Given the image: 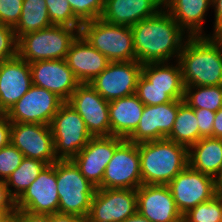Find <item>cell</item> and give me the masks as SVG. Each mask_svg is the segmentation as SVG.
I'll list each match as a JSON object with an SVG mask.
<instances>
[{"instance_id":"6da1fadb","label":"cell","mask_w":222,"mask_h":222,"mask_svg":"<svg viewBox=\"0 0 222 222\" xmlns=\"http://www.w3.org/2000/svg\"><path fill=\"white\" fill-rule=\"evenodd\" d=\"M131 30L136 60L141 64L169 62L174 57L177 61L184 40L190 37L184 35L185 31L164 8L153 17L134 24Z\"/></svg>"},{"instance_id":"7a4b0ae2","label":"cell","mask_w":222,"mask_h":222,"mask_svg":"<svg viewBox=\"0 0 222 222\" xmlns=\"http://www.w3.org/2000/svg\"><path fill=\"white\" fill-rule=\"evenodd\" d=\"M178 61L184 86L222 85L221 37H188Z\"/></svg>"},{"instance_id":"3957f363","label":"cell","mask_w":222,"mask_h":222,"mask_svg":"<svg viewBox=\"0 0 222 222\" xmlns=\"http://www.w3.org/2000/svg\"><path fill=\"white\" fill-rule=\"evenodd\" d=\"M142 184L167 185L189 165L188 148L167 138L138 144Z\"/></svg>"},{"instance_id":"277c9868","label":"cell","mask_w":222,"mask_h":222,"mask_svg":"<svg viewBox=\"0 0 222 222\" xmlns=\"http://www.w3.org/2000/svg\"><path fill=\"white\" fill-rule=\"evenodd\" d=\"M81 28L51 25L18 38L17 55L27 63L66 59Z\"/></svg>"},{"instance_id":"5b68a950","label":"cell","mask_w":222,"mask_h":222,"mask_svg":"<svg viewBox=\"0 0 222 222\" xmlns=\"http://www.w3.org/2000/svg\"><path fill=\"white\" fill-rule=\"evenodd\" d=\"M80 34L110 62L136 60L130 26L111 24L98 18L83 22Z\"/></svg>"},{"instance_id":"8992f818","label":"cell","mask_w":222,"mask_h":222,"mask_svg":"<svg viewBox=\"0 0 222 222\" xmlns=\"http://www.w3.org/2000/svg\"><path fill=\"white\" fill-rule=\"evenodd\" d=\"M56 179L59 213L87 218L97 187L81 174L71 159L56 161Z\"/></svg>"},{"instance_id":"52a82bcc","label":"cell","mask_w":222,"mask_h":222,"mask_svg":"<svg viewBox=\"0 0 222 222\" xmlns=\"http://www.w3.org/2000/svg\"><path fill=\"white\" fill-rule=\"evenodd\" d=\"M50 127L58 160L72 159L93 137L82 117L67 101L54 115Z\"/></svg>"},{"instance_id":"ba28073f","label":"cell","mask_w":222,"mask_h":222,"mask_svg":"<svg viewBox=\"0 0 222 222\" xmlns=\"http://www.w3.org/2000/svg\"><path fill=\"white\" fill-rule=\"evenodd\" d=\"M182 216L219 193L217 180L189 165L167 184Z\"/></svg>"},{"instance_id":"9c48e42d","label":"cell","mask_w":222,"mask_h":222,"mask_svg":"<svg viewBox=\"0 0 222 222\" xmlns=\"http://www.w3.org/2000/svg\"><path fill=\"white\" fill-rule=\"evenodd\" d=\"M142 185L138 144L124 139L105 168L101 189H138Z\"/></svg>"},{"instance_id":"30bf717a","label":"cell","mask_w":222,"mask_h":222,"mask_svg":"<svg viewBox=\"0 0 222 222\" xmlns=\"http://www.w3.org/2000/svg\"><path fill=\"white\" fill-rule=\"evenodd\" d=\"M65 101L57 94L32 85L5 115L11 123L51 124Z\"/></svg>"},{"instance_id":"8fae6325","label":"cell","mask_w":222,"mask_h":222,"mask_svg":"<svg viewBox=\"0 0 222 222\" xmlns=\"http://www.w3.org/2000/svg\"><path fill=\"white\" fill-rule=\"evenodd\" d=\"M142 66L137 60L109 62L89 84L107 101L135 94Z\"/></svg>"},{"instance_id":"7c38bea8","label":"cell","mask_w":222,"mask_h":222,"mask_svg":"<svg viewBox=\"0 0 222 222\" xmlns=\"http://www.w3.org/2000/svg\"><path fill=\"white\" fill-rule=\"evenodd\" d=\"M136 212V189L97 188L91 201L87 221L123 222Z\"/></svg>"},{"instance_id":"4fadbf2b","label":"cell","mask_w":222,"mask_h":222,"mask_svg":"<svg viewBox=\"0 0 222 222\" xmlns=\"http://www.w3.org/2000/svg\"><path fill=\"white\" fill-rule=\"evenodd\" d=\"M10 143L25 158L36 159L48 165L58 160L55 156L53 135L49 125L12 123Z\"/></svg>"},{"instance_id":"5bb4252c","label":"cell","mask_w":222,"mask_h":222,"mask_svg":"<svg viewBox=\"0 0 222 222\" xmlns=\"http://www.w3.org/2000/svg\"><path fill=\"white\" fill-rule=\"evenodd\" d=\"M67 102L82 117L93 137L110 136L109 101L90 84L81 83Z\"/></svg>"},{"instance_id":"9a60e30c","label":"cell","mask_w":222,"mask_h":222,"mask_svg":"<svg viewBox=\"0 0 222 222\" xmlns=\"http://www.w3.org/2000/svg\"><path fill=\"white\" fill-rule=\"evenodd\" d=\"M16 210L34 214H54L59 212L56 162L47 165L37 179L15 201Z\"/></svg>"},{"instance_id":"2e32d148","label":"cell","mask_w":222,"mask_h":222,"mask_svg":"<svg viewBox=\"0 0 222 222\" xmlns=\"http://www.w3.org/2000/svg\"><path fill=\"white\" fill-rule=\"evenodd\" d=\"M124 140L117 136L92 137L86 146L71 160L81 174L95 187L102 184L107 164L112 159L116 147Z\"/></svg>"},{"instance_id":"e0dca14e","label":"cell","mask_w":222,"mask_h":222,"mask_svg":"<svg viewBox=\"0 0 222 222\" xmlns=\"http://www.w3.org/2000/svg\"><path fill=\"white\" fill-rule=\"evenodd\" d=\"M32 85L44 88L68 101L81 84L68 67L65 59L42 60L29 63Z\"/></svg>"},{"instance_id":"ac0fdd59","label":"cell","mask_w":222,"mask_h":222,"mask_svg":"<svg viewBox=\"0 0 222 222\" xmlns=\"http://www.w3.org/2000/svg\"><path fill=\"white\" fill-rule=\"evenodd\" d=\"M178 108L179 100L155 106L145 105L137 128L127 140L139 144L165 139L171 133Z\"/></svg>"},{"instance_id":"d6986e66","label":"cell","mask_w":222,"mask_h":222,"mask_svg":"<svg viewBox=\"0 0 222 222\" xmlns=\"http://www.w3.org/2000/svg\"><path fill=\"white\" fill-rule=\"evenodd\" d=\"M136 192L137 212L150 222L183 221L167 185L142 184Z\"/></svg>"},{"instance_id":"ffe728a7","label":"cell","mask_w":222,"mask_h":222,"mask_svg":"<svg viewBox=\"0 0 222 222\" xmlns=\"http://www.w3.org/2000/svg\"><path fill=\"white\" fill-rule=\"evenodd\" d=\"M32 86L29 63L18 55L0 63V108L6 113Z\"/></svg>"},{"instance_id":"44dd1931","label":"cell","mask_w":222,"mask_h":222,"mask_svg":"<svg viewBox=\"0 0 222 222\" xmlns=\"http://www.w3.org/2000/svg\"><path fill=\"white\" fill-rule=\"evenodd\" d=\"M66 62L80 83H90L110 62L79 34L71 44Z\"/></svg>"},{"instance_id":"7402d4cb","label":"cell","mask_w":222,"mask_h":222,"mask_svg":"<svg viewBox=\"0 0 222 222\" xmlns=\"http://www.w3.org/2000/svg\"><path fill=\"white\" fill-rule=\"evenodd\" d=\"M164 5V0H104V21L132 27L137 22L153 17Z\"/></svg>"},{"instance_id":"603a6c76","label":"cell","mask_w":222,"mask_h":222,"mask_svg":"<svg viewBox=\"0 0 222 222\" xmlns=\"http://www.w3.org/2000/svg\"><path fill=\"white\" fill-rule=\"evenodd\" d=\"M212 0H164L163 8L190 37L203 34V23Z\"/></svg>"},{"instance_id":"cb8c5ba5","label":"cell","mask_w":222,"mask_h":222,"mask_svg":"<svg viewBox=\"0 0 222 222\" xmlns=\"http://www.w3.org/2000/svg\"><path fill=\"white\" fill-rule=\"evenodd\" d=\"M144 107L136 94L109 101L110 136L127 139L137 128Z\"/></svg>"},{"instance_id":"d4e9b609","label":"cell","mask_w":222,"mask_h":222,"mask_svg":"<svg viewBox=\"0 0 222 222\" xmlns=\"http://www.w3.org/2000/svg\"><path fill=\"white\" fill-rule=\"evenodd\" d=\"M188 158L192 169L217 180L222 172V139L201 138L188 149Z\"/></svg>"},{"instance_id":"484cf974","label":"cell","mask_w":222,"mask_h":222,"mask_svg":"<svg viewBox=\"0 0 222 222\" xmlns=\"http://www.w3.org/2000/svg\"><path fill=\"white\" fill-rule=\"evenodd\" d=\"M176 65V66H175ZM170 62H151L142 66V74L159 88H169V96L173 100L184 99L185 86L182 78V70L177 60V64Z\"/></svg>"},{"instance_id":"4316f807","label":"cell","mask_w":222,"mask_h":222,"mask_svg":"<svg viewBox=\"0 0 222 222\" xmlns=\"http://www.w3.org/2000/svg\"><path fill=\"white\" fill-rule=\"evenodd\" d=\"M194 109L183 99H179V108L171 133L166 137L188 149L199 141L198 122Z\"/></svg>"},{"instance_id":"83f0119b","label":"cell","mask_w":222,"mask_h":222,"mask_svg":"<svg viewBox=\"0 0 222 222\" xmlns=\"http://www.w3.org/2000/svg\"><path fill=\"white\" fill-rule=\"evenodd\" d=\"M51 25L46 0H23L20 19L13 29L18 39L24 34L36 32Z\"/></svg>"},{"instance_id":"f1b7e54d","label":"cell","mask_w":222,"mask_h":222,"mask_svg":"<svg viewBox=\"0 0 222 222\" xmlns=\"http://www.w3.org/2000/svg\"><path fill=\"white\" fill-rule=\"evenodd\" d=\"M47 165L45 162L24 157L20 166L6 180L11 197L16 201ZM10 187H14V191Z\"/></svg>"},{"instance_id":"f546056e","label":"cell","mask_w":222,"mask_h":222,"mask_svg":"<svg viewBox=\"0 0 222 222\" xmlns=\"http://www.w3.org/2000/svg\"><path fill=\"white\" fill-rule=\"evenodd\" d=\"M183 100L193 109L217 112L222 107V85L185 86Z\"/></svg>"},{"instance_id":"4dcf8cb0","label":"cell","mask_w":222,"mask_h":222,"mask_svg":"<svg viewBox=\"0 0 222 222\" xmlns=\"http://www.w3.org/2000/svg\"><path fill=\"white\" fill-rule=\"evenodd\" d=\"M183 222H222V194L198 204L183 215Z\"/></svg>"},{"instance_id":"1f68e13d","label":"cell","mask_w":222,"mask_h":222,"mask_svg":"<svg viewBox=\"0 0 222 222\" xmlns=\"http://www.w3.org/2000/svg\"><path fill=\"white\" fill-rule=\"evenodd\" d=\"M52 25L81 28L82 22L74 15L67 0H46Z\"/></svg>"},{"instance_id":"d6a6232c","label":"cell","mask_w":222,"mask_h":222,"mask_svg":"<svg viewBox=\"0 0 222 222\" xmlns=\"http://www.w3.org/2000/svg\"><path fill=\"white\" fill-rule=\"evenodd\" d=\"M135 94L144 105L155 106L173 101L169 96V88L153 86L142 73L138 78Z\"/></svg>"},{"instance_id":"836d02e7","label":"cell","mask_w":222,"mask_h":222,"mask_svg":"<svg viewBox=\"0 0 222 222\" xmlns=\"http://www.w3.org/2000/svg\"><path fill=\"white\" fill-rule=\"evenodd\" d=\"M74 15L83 23L101 18L104 0H67Z\"/></svg>"},{"instance_id":"e575fe53","label":"cell","mask_w":222,"mask_h":222,"mask_svg":"<svg viewBox=\"0 0 222 222\" xmlns=\"http://www.w3.org/2000/svg\"><path fill=\"white\" fill-rule=\"evenodd\" d=\"M24 155L11 143L0 149V179L7 180L20 166Z\"/></svg>"},{"instance_id":"d590c367","label":"cell","mask_w":222,"mask_h":222,"mask_svg":"<svg viewBox=\"0 0 222 222\" xmlns=\"http://www.w3.org/2000/svg\"><path fill=\"white\" fill-rule=\"evenodd\" d=\"M17 43L14 29L0 24V63L17 56Z\"/></svg>"},{"instance_id":"8d00e7d4","label":"cell","mask_w":222,"mask_h":222,"mask_svg":"<svg viewBox=\"0 0 222 222\" xmlns=\"http://www.w3.org/2000/svg\"><path fill=\"white\" fill-rule=\"evenodd\" d=\"M23 0H0V24L14 28L21 16Z\"/></svg>"},{"instance_id":"74e56055","label":"cell","mask_w":222,"mask_h":222,"mask_svg":"<svg viewBox=\"0 0 222 222\" xmlns=\"http://www.w3.org/2000/svg\"><path fill=\"white\" fill-rule=\"evenodd\" d=\"M198 122L199 140L204 137H213V125L216 112L208 109H194Z\"/></svg>"},{"instance_id":"f35d334b","label":"cell","mask_w":222,"mask_h":222,"mask_svg":"<svg viewBox=\"0 0 222 222\" xmlns=\"http://www.w3.org/2000/svg\"><path fill=\"white\" fill-rule=\"evenodd\" d=\"M0 211L12 217L16 211L15 200L11 197L6 181L0 179Z\"/></svg>"},{"instance_id":"ab89813d","label":"cell","mask_w":222,"mask_h":222,"mask_svg":"<svg viewBox=\"0 0 222 222\" xmlns=\"http://www.w3.org/2000/svg\"><path fill=\"white\" fill-rule=\"evenodd\" d=\"M12 217L15 222H50V214H34L24 210H16Z\"/></svg>"},{"instance_id":"60d3db41","label":"cell","mask_w":222,"mask_h":222,"mask_svg":"<svg viewBox=\"0 0 222 222\" xmlns=\"http://www.w3.org/2000/svg\"><path fill=\"white\" fill-rule=\"evenodd\" d=\"M215 12L214 30L211 37L222 38V0H212V6Z\"/></svg>"},{"instance_id":"b9f144b4","label":"cell","mask_w":222,"mask_h":222,"mask_svg":"<svg viewBox=\"0 0 222 222\" xmlns=\"http://www.w3.org/2000/svg\"><path fill=\"white\" fill-rule=\"evenodd\" d=\"M11 125L6 115L0 118V149L10 144Z\"/></svg>"},{"instance_id":"7bdbcfd3","label":"cell","mask_w":222,"mask_h":222,"mask_svg":"<svg viewBox=\"0 0 222 222\" xmlns=\"http://www.w3.org/2000/svg\"><path fill=\"white\" fill-rule=\"evenodd\" d=\"M50 222H88L87 218H83L73 214L54 213L50 214Z\"/></svg>"},{"instance_id":"ee69618b","label":"cell","mask_w":222,"mask_h":222,"mask_svg":"<svg viewBox=\"0 0 222 222\" xmlns=\"http://www.w3.org/2000/svg\"><path fill=\"white\" fill-rule=\"evenodd\" d=\"M213 137L222 139V107L215 114Z\"/></svg>"},{"instance_id":"f6af8a7d","label":"cell","mask_w":222,"mask_h":222,"mask_svg":"<svg viewBox=\"0 0 222 222\" xmlns=\"http://www.w3.org/2000/svg\"><path fill=\"white\" fill-rule=\"evenodd\" d=\"M123 222H150L147 218L143 217L140 213L136 212Z\"/></svg>"},{"instance_id":"bcb514c9","label":"cell","mask_w":222,"mask_h":222,"mask_svg":"<svg viewBox=\"0 0 222 222\" xmlns=\"http://www.w3.org/2000/svg\"><path fill=\"white\" fill-rule=\"evenodd\" d=\"M9 217L2 211H0V222H5Z\"/></svg>"},{"instance_id":"7dc6e473","label":"cell","mask_w":222,"mask_h":222,"mask_svg":"<svg viewBox=\"0 0 222 222\" xmlns=\"http://www.w3.org/2000/svg\"><path fill=\"white\" fill-rule=\"evenodd\" d=\"M217 184H218L219 188H222V172H221L220 177L217 179Z\"/></svg>"},{"instance_id":"c3c4849f","label":"cell","mask_w":222,"mask_h":222,"mask_svg":"<svg viewBox=\"0 0 222 222\" xmlns=\"http://www.w3.org/2000/svg\"><path fill=\"white\" fill-rule=\"evenodd\" d=\"M5 222H15L13 217H9Z\"/></svg>"},{"instance_id":"681fc988","label":"cell","mask_w":222,"mask_h":222,"mask_svg":"<svg viewBox=\"0 0 222 222\" xmlns=\"http://www.w3.org/2000/svg\"><path fill=\"white\" fill-rule=\"evenodd\" d=\"M5 115V112L0 108V118H2Z\"/></svg>"}]
</instances>
